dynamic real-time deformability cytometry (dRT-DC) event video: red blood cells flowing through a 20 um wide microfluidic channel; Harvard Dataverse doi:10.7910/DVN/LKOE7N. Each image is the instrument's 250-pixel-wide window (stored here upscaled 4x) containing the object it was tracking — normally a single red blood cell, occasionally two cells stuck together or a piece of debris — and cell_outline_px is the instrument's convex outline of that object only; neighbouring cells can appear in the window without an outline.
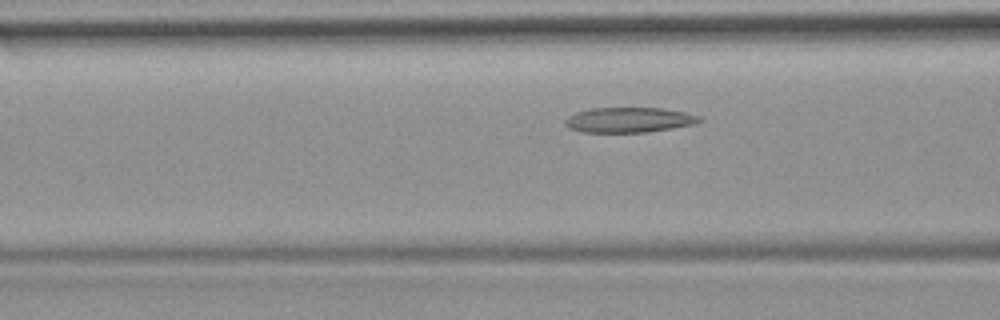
{"species": "common noctule bat (a hibernating species)", "species_latin": "Nyctalus noctula", "temperature_condition": "room temperature", "stored_images_in_passage": 47, "camera_frame_rate_fps": 3000, "um_per_image_px": 0.085, "animal": {"sex": "female", "body_mass_g": 19.9}, "frame": {"image": 1, "passage_image": 14, "time_ms": 4.333, "image_size_px": [1000, 320], "cell_outline_px": [[704, 120], [696, 124], [648, 132], [580, 132], [568, 128], [564, 124], [564, 120], [568, 116], [576, 112], [592, 108], [664, 108], [684, 112], [700, 116]], "centroid_in_image_um": [53.47, 10.19], "position_along_channel_um": 113.1, "area_um2": 19.83}}
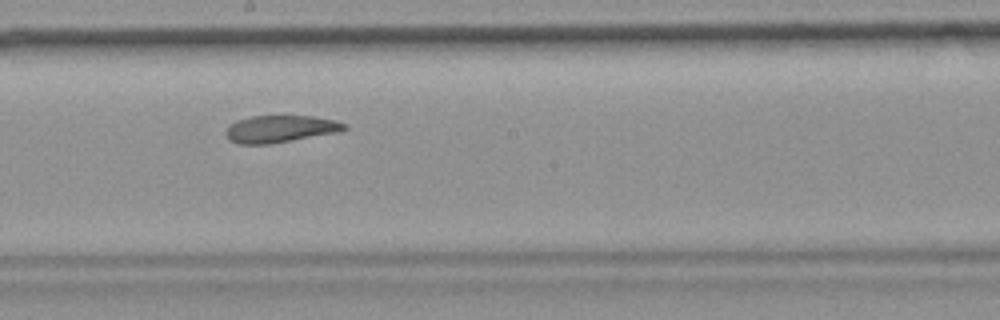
{"frame": {"image": 2, "passage_image": 23, "time_ms": 7.333, "image_size_px": [1000, 320], "cell_outline_px": [[348, 128], [340, 132], [268, 144], [240, 144], [228, 140], [224, 132], [228, 124], [236, 120], [252, 116], [312, 116], [336, 120], [348, 124]], "centroid_in_image_um": [23.81, 10.95], "position_along_channel_um": 224.4, "area_um2": 18.96}}
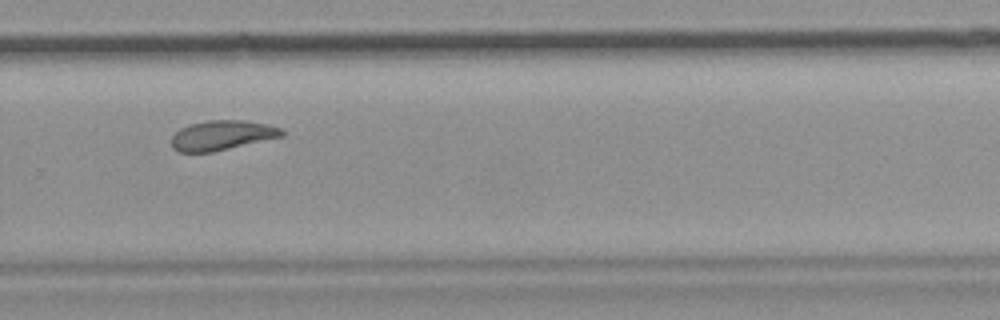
{"frame": {"image": 3, "passage_image": 30, "time_ms": 9.667, "image_size_px": [1000, 320], "cell_outline_px": [[284, 136], [212, 152], [180, 152], [172, 148], [172, 136], [180, 128], [188, 124], [208, 120], [244, 120], [268, 124], [284, 128]], "centroid_in_image_um": [18.89, 11.49], "position_along_channel_um": 310.9, "area_um2": 19.25}, "authors_computed_cell_mechanics": {"area_um2": 20.0566, "velocity_mm_per_s": 3.7202, "shape_relaxation_time_tau1_ms": null, "shape_relaxation_time_tau2_ms": 3.0506, "deformation_change_tau1": null, "deformation_change_tau2": 0.0967}}